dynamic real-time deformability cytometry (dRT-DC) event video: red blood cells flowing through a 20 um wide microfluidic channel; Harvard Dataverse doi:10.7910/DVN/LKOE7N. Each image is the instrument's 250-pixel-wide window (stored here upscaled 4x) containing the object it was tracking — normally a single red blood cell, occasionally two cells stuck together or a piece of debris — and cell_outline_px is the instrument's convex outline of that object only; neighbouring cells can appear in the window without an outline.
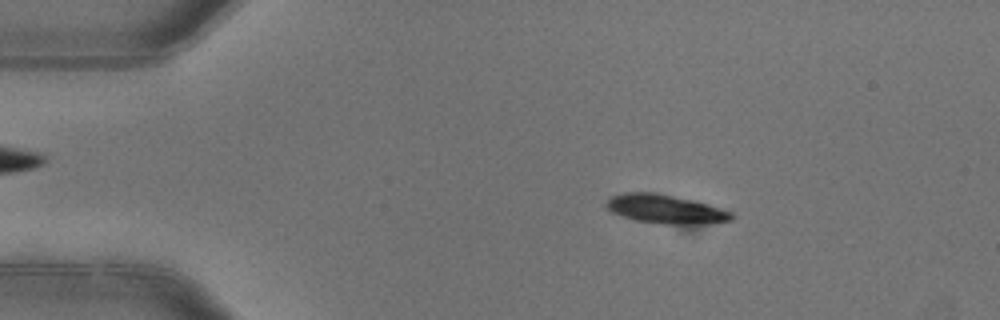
{"species": "common noctule bat (a hibernating species)", "species_latin": "Nyctalus noctula", "temperature_condition": "warm", "stored_images_in_passage": 2, "camera_frame_rate_fps": 3000, "um_per_image_px": 0.085, "animal": {"sex": "female"}, "frame": {"image": 1, "passage_image": 1, "time_ms": 0.0, "image_size_px": [1000, 320], "cell_outline_px": [[732, 220], [708, 224], [660, 224], [636, 220], [612, 212], [604, 204], [612, 196], [624, 192], [656, 192], [708, 204], [732, 212]], "centroid_in_image_um": [56.57, 17.77], "position_along_channel_um": 28.4, "area_um2": 20.92}}